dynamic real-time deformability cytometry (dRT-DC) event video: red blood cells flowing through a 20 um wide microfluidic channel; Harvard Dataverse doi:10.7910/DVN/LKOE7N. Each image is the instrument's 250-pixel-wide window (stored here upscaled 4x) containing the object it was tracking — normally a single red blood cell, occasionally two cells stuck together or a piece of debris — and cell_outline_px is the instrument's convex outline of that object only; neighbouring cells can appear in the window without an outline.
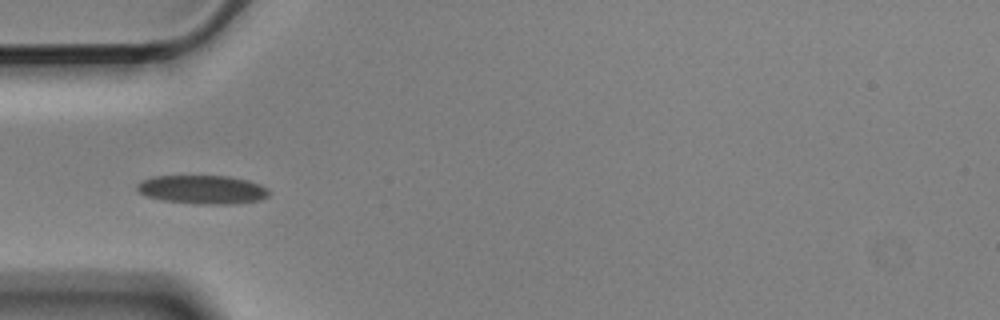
{"species": "Egyptian fruit bat (a non-hibernating species)", "species_latin": "Rousettus aegyptiacus", "temperature_condition": "cold", "stored_images_in_passage": 6, "camera_frame_rate_fps": 3000, "um_per_image_px": 0.085, "animal": {"sex": "male"}, "frame": {"image": 1, "passage_image": 5, "time_ms": 1.333, "image_size_px": [1000, 320], "cell_outline_px": [[268, 196], [260, 200], [236, 204], [200, 204], [164, 200], [148, 196], [140, 192], [136, 188], [136, 184], [144, 180], [156, 176], [228, 176], [248, 180], [260, 184], [268, 188]], "centroid_in_image_um": [17.26, 16.11], "position_along_channel_um": 67.7, "area_um2": 21.91}}
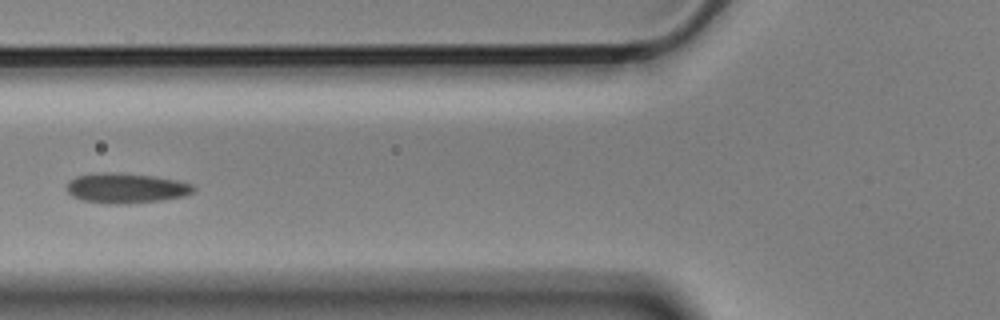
{"frame": {"image": 2, "passage_image": 6, "time_ms": 1.667, "image_size_px": [1000, 320], "cell_outline_px": [[196, 192], [184, 196], [160, 200], [120, 204], [108, 204], [80, 200], [72, 196], [68, 192], [68, 184], [76, 176], [96, 172], [116, 172], [152, 176], [176, 180], [192, 184], [196, 188]], "centroid_in_image_um": [10.72, 15.99], "position_along_channel_um": 115.1, "area_um2": 22.2}}